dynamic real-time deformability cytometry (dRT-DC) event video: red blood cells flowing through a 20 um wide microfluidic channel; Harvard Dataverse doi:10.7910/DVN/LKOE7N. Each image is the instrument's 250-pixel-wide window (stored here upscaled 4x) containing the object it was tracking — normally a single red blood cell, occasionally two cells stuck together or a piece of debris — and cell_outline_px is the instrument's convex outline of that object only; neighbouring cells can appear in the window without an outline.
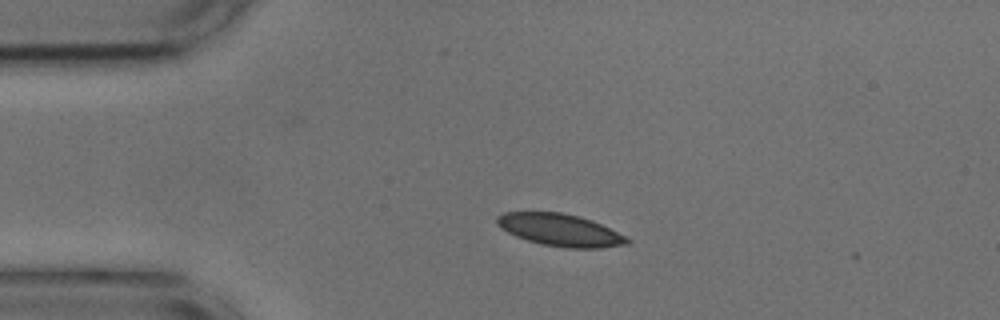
{"species": "common noctule bat (a hibernating species)", "species_latin": "Nyctalus noctula", "temperature_condition": "cold", "stored_images_in_passage": 2, "camera_frame_rate_fps": 3000, "um_per_image_px": 0.085, "animal": {"sex": "male", "body_mass_g": 17.9, "forearm_length_mm": 54.2}, "frame": {"image": 1, "passage_image": 1, "time_ms": 0.0, "image_size_px": [1000, 320], "cell_outline_px": [[632, 240], [628, 244], [600, 248], [568, 248], [540, 244], [516, 236], [500, 228], [496, 224], [496, 216], [504, 212], [560, 212], [580, 216], [592, 220]], "centroid_in_image_um": [47.58, 19.55], "position_along_channel_um": 37.4, "area_um2": 24.39}}